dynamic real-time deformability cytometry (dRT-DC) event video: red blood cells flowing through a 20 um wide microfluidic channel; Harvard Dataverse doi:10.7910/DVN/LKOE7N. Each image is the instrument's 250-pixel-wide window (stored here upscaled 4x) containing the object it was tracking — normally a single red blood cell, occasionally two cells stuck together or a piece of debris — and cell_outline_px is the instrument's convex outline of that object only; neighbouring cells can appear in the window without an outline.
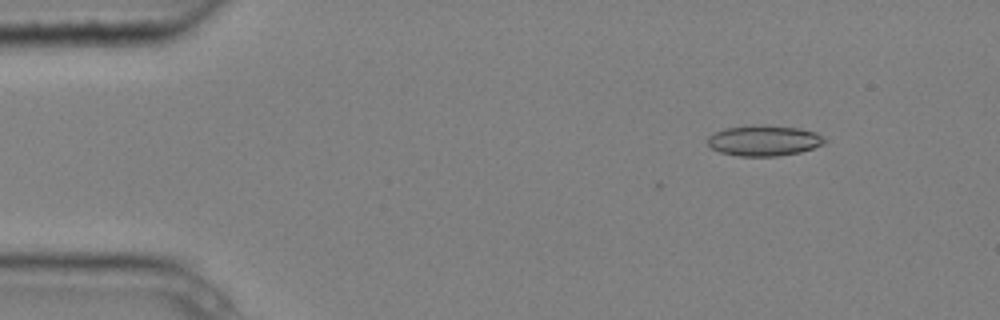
{"species": "common noctule bat (a hibernating species)", "species_latin": "Nyctalus noctula", "temperature_condition": "cold", "stored_images_in_passage": 11, "camera_frame_rate_fps": 3000, "um_per_image_px": 0.085, "animal": {"sex": "male", "body_mass_g": 20.4}, "frame": {"image": 1, "passage_image": 3, "time_ms": 0.667, "image_size_px": [1000, 320], "cell_outline_px": [[828, 140], [824, 144], [800, 152], [776, 156], [740, 156], [720, 152], [712, 148], [708, 144], [708, 136], [724, 128], [800, 128], [816, 132]], "centroid_in_image_um": [64.97, 12.0], "position_along_channel_um": 20.0, "area_um2": 19.83}}
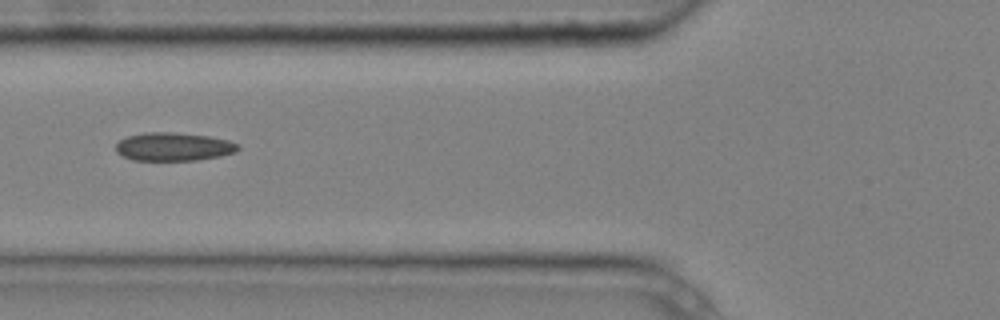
{"frame": {"image": 2, "passage_image": 7, "time_ms": 2.0, "image_size_px": [1000, 320], "cell_outline_px": [[240, 148], [236, 152], [220, 156], [196, 160], [132, 160], [116, 152], [116, 144], [120, 140], [128, 136], [144, 132], [176, 132], [208, 136], [228, 140], [240, 144]], "centroid_in_image_um": [14.77, 12.46], "position_along_channel_um": 111.0, "area_um2": 20.23}}
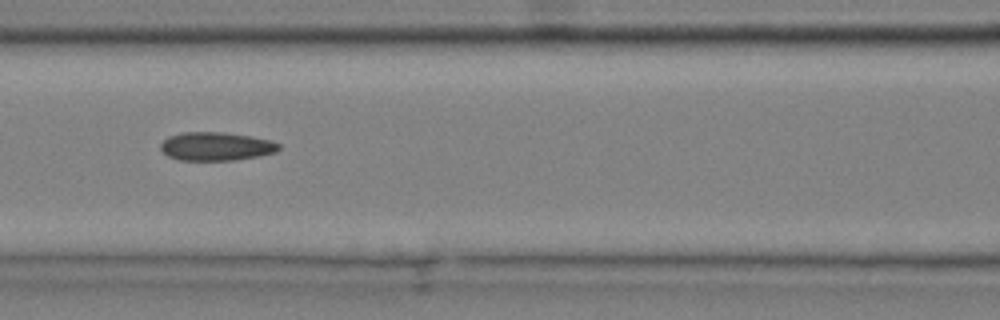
{"frame": {"image": 3, "passage_image": 8, "time_ms": 2.333, "image_size_px": [1000, 320], "cell_outline_px": [[280, 148], [276, 152], [260, 156], [236, 160], [180, 160], [168, 156], [160, 148], [160, 144], [168, 136], [180, 132], [224, 132], [252, 136], [272, 140], [280, 144]], "centroid_in_image_um": [18.39, 12.43], "position_along_channel_um": 148.2, "area_um2": 19.83}}